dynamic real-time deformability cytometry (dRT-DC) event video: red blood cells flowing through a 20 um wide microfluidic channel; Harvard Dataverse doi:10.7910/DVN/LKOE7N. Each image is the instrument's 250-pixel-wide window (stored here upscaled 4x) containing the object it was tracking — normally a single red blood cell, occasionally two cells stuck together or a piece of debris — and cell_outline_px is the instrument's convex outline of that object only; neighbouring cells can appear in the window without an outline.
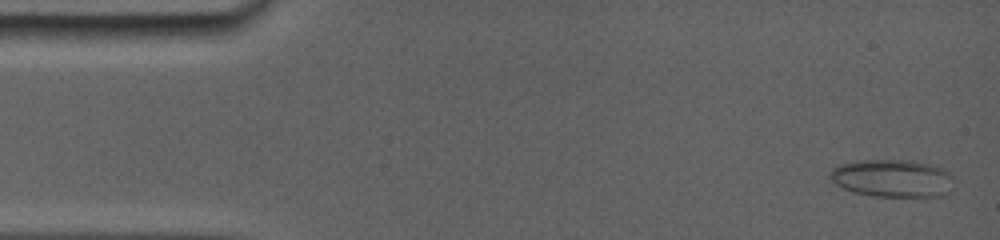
{"species": "common noctule bat (a hibernating species)", "species_latin": "Nyctalus noctula", "temperature_condition": "room temperature", "stored_images_in_passage": 9, "camera_frame_rate_fps": 5000, "um_per_image_px": 0.085, "animal": {"sex": "female", "body_mass_g": 19.0, "forearm_length_mm": 56.7}, "frame": {"image": 1, "passage_image": 1, "time_ms": 0.0, "image_size_px": [1000, 240], "cell_outline_px": [[944, 172], [936, 196], [928, 200], [924, 200], [872, 196], [852, 192], [836, 184], [832, 180], [832, 172], [836, 168], [848, 164], [916, 164], [936, 168]], "centroid_in_image_um": [75.65, 15.32], "position_along_channel_um": 9.4, "area_um2": 23.58}}
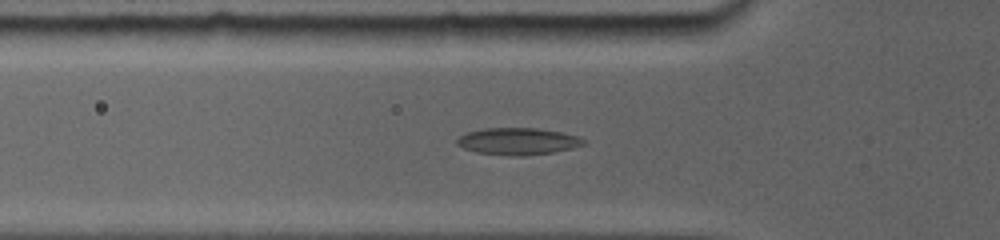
{"frame": {"image": 2, "passage_image": 9, "time_ms": 4.8, "image_size_px": [1000, 240], "cell_outline_px": [[584, 144], [572, 148], [552, 152], [524, 156], [508, 156], [476, 152], [464, 148], [456, 140], [460, 136], [468, 132], [488, 128], [532, 128], [560, 132], [576, 136], [584, 140]], "centroid_in_image_um": [44.01, 12.02], "position_along_channel_um": 81.8, "area_um2": 19.48}}